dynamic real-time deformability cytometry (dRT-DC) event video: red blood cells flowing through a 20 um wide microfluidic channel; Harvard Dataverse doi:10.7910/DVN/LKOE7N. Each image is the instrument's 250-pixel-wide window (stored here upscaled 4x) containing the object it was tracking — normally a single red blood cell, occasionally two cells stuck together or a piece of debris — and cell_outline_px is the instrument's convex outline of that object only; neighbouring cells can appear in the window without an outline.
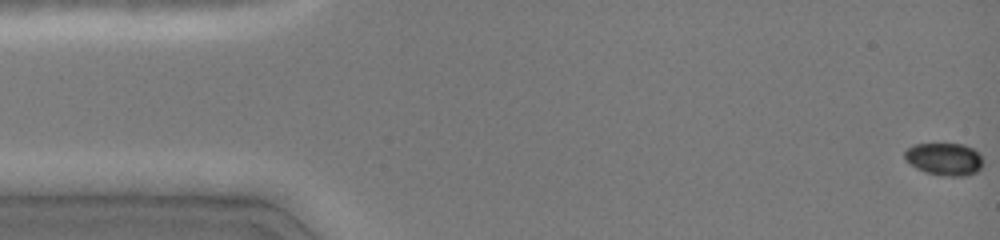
{"species": "common noctule bat (a hibernating species)", "species_latin": "Nyctalus noctula", "temperature_condition": "cold", "stored_images_in_passage": 66, "camera_frame_rate_fps": 3000, "um_per_image_px": 0.085, "animal": {"sex": "female", "body_mass_g": 19.0, "forearm_length_mm": 51.5}, "frame": {"image": 1, "passage_image": 1, "time_ms": 0.0, "image_size_px": [1000, 240], "cell_outline_px": [[984, 160], [980, 168], [976, 172], [968, 176], [940, 176], [924, 172], [916, 168], [904, 160], [904, 152], [912, 144], [964, 144], [980, 152]], "centroid_in_image_um": [80.28, 13.53], "position_along_channel_um": 4.7, "area_um2": 15.2}}
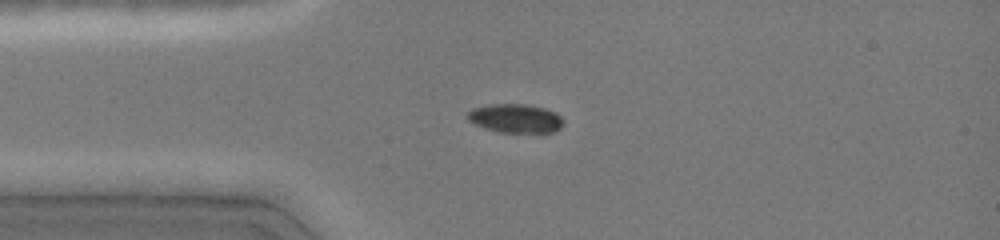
{"frame": {"image": 2, "passage_image": 31, "time_ms": 3.667, "image_size_px": [1000, 240], "cell_outline_px": [[564, 124], [556, 132], [500, 132], [484, 128], [468, 120], [468, 112], [472, 108], [488, 104], [524, 104], [544, 108], [556, 112], [564, 120]], "centroid_in_image_um": [43.84, 10.06], "position_along_channel_um": 41.2, "area_um2": 16.13}}
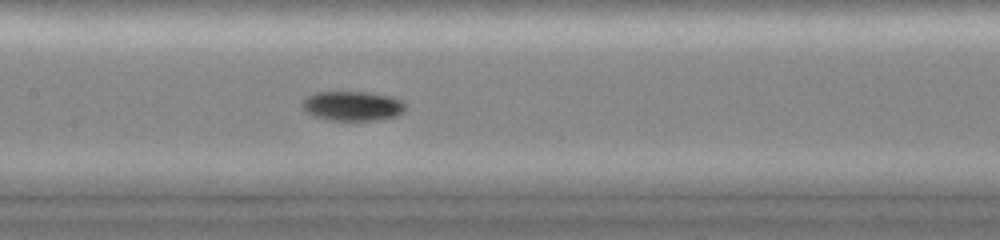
{"frame": {"image": 3, "passage_image": 62, "time_ms": 7.333, "image_size_px": [1000, 240], "cell_outline_px": [[408, 104], [404, 112], [396, 116], [376, 120], [328, 120], [316, 116], [308, 112], [300, 104], [308, 96], [316, 92], [364, 92], [392, 96], [404, 100]], "centroid_in_image_um": [30.04, 9.0], "position_along_channel_um": 177.4, "area_um2": 17.86}}